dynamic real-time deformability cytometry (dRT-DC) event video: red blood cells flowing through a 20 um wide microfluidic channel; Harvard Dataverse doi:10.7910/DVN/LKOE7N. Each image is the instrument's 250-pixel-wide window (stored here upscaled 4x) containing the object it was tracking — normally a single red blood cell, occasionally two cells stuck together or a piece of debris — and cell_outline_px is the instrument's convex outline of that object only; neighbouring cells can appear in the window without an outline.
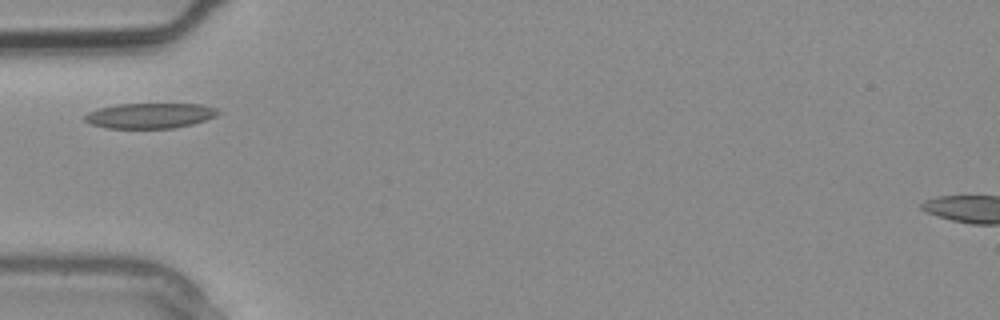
{"species": "common noctule bat (a hibernating species)", "species_latin": "Nyctalus noctula", "temperature_condition": "warm", "stored_images_in_passage": 1, "camera_frame_rate_fps": 3000, "um_per_image_px": 0.085, "animal": {"sex": "male", "body_mass_g": 20.4}, "frame": {"image": 1, "passage_image": 1, "time_ms": 0.0, "image_size_px": [1000, 320], "cell_outline_px": [[220, 112], [216, 116], [192, 124], [172, 128], [108, 128], [92, 124], [84, 120], [84, 116], [88, 112], [100, 108], [116, 104], [204, 104], [216, 108]], "centroid_in_image_um": [12.76, 9.82], "position_along_channel_um": 72.2, "area_um2": 19.54}}